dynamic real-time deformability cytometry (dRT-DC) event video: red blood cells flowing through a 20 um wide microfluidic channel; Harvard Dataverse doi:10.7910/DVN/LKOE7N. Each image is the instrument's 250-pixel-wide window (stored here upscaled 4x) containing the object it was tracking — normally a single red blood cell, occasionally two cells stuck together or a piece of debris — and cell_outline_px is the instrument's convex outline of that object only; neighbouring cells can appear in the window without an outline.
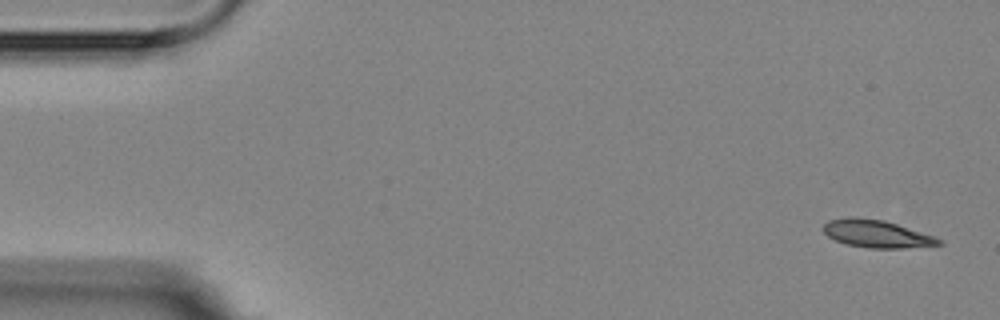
{"species": "Egyptian fruit bat (a non-hibernating species)", "species_latin": "Rousettus aegyptiacus", "temperature_condition": "room temperature", "stored_images_in_passage": 5, "camera_frame_rate_fps": 3000, "um_per_image_px": 0.085, "animal": {"sex": "female"}, "frame": {"image": 1, "passage_image": 1, "time_ms": 0.0, "image_size_px": [1000, 320], "cell_outline_px": [[944, 244], [900, 248], [868, 248], [848, 244], [836, 240], [828, 236], [824, 232], [824, 224], [828, 220], [884, 220], [936, 236], [944, 240]], "centroid_in_image_um": [74.64, 19.92], "position_along_channel_um": 10.4, "area_um2": 17.74}}